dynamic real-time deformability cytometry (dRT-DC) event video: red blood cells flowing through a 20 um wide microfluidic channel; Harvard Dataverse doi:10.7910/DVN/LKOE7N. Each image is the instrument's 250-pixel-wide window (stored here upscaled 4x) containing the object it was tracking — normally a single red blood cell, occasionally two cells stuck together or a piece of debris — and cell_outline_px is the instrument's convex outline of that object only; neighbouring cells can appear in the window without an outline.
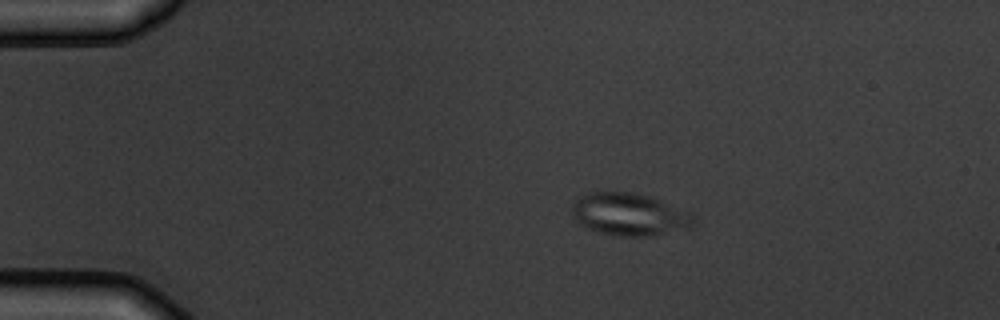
{"species": "common noctule bat (a hibernating species)", "species_latin": "Nyctalus noctula", "temperature_condition": "warm", "stored_images_in_passage": 4, "camera_frame_rate_fps": 3000, "um_per_image_px": 0.085, "animal": {"sex": "male", "body_mass_g": 19.5, "forearm_length_mm": 54.6}, "frame": {"image": 1, "passage_image": 2, "time_ms": 2.333, "image_size_px": [1000, 320], "cell_outline_px": [[692, 228], [648, 236], [616, 236], [596, 232], [580, 224], [576, 220], [572, 212], [572, 200], [588, 192], [632, 192], [648, 196], [660, 200], [692, 212]], "centroid_in_image_um": [53.47, 18.22], "position_along_channel_um": 31.5, "area_um2": 30.23}}